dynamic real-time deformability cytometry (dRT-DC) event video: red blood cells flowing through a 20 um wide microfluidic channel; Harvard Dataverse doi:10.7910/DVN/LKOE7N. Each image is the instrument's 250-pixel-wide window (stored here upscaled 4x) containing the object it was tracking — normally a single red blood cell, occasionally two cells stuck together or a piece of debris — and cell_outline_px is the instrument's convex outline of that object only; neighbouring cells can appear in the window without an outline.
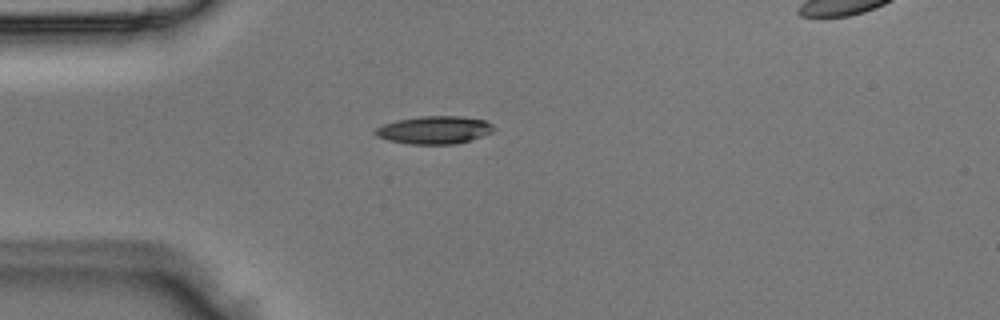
{"species": "Egyptian fruit bat (a non-hibernating species)", "species_latin": "Rousettus aegyptiacus", "temperature_condition": "room temperature", "stored_images_in_passage": 2, "segment_of_instrument_passage": [1, 2], "camera_frame_rate_fps": 3000, "um_per_image_px": 0.085, "animal": {"sex": "male"}, "frame": {"image": 1, "passage_image": 1, "time_ms": 0.0, "image_size_px": [1000, 320], "cell_outline_px": [[496, 128], [492, 132], [456, 144], [408, 144], [388, 140], [376, 136], [372, 132], [376, 128], [384, 124], [396, 120], [420, 116], [460, 116], [484, 120], [492, 124]], "centroid_in_image_um": [36.88, 11.04], "position_along_channel_um": 48.1, "area_um2": 19.19}}